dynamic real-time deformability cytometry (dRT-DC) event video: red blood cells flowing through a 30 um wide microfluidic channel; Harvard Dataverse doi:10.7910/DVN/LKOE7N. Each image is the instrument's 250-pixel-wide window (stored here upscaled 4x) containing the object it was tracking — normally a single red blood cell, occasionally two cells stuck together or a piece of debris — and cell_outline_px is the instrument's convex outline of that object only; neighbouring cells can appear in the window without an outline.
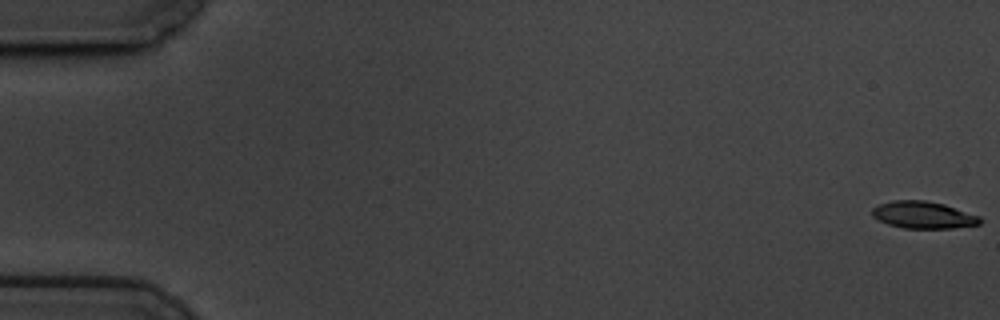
{"species": "common noctule bat (a hibernating species)", "species_latin": "Nyctalus noctula", "temperature_condition": "cold", "stored_images_in_passage": 59, "camera_frame_rate_fps": 3000, "um_per_image_px": 0.085, "animal": {"sex": "male", "body_mass_g": 19.5, "forearm_length_mm": 54.6}, "frame": {"image": 1, "passage_image": 1, "time_ms": 0.0, "image_size_px": [1000, 320], "cell_outline_px": [[984, 220], [980, 224], [952, 228], [904, 228], [888, 224], [872, 216], [872, 208], [880, 204], [892, 200], [924, 200], [944, 204], [980, 216]], "centroid_in_image_um": [78.5, 18.27], "position_along_channel_um": 6.5, "area_um2": 16.99}}
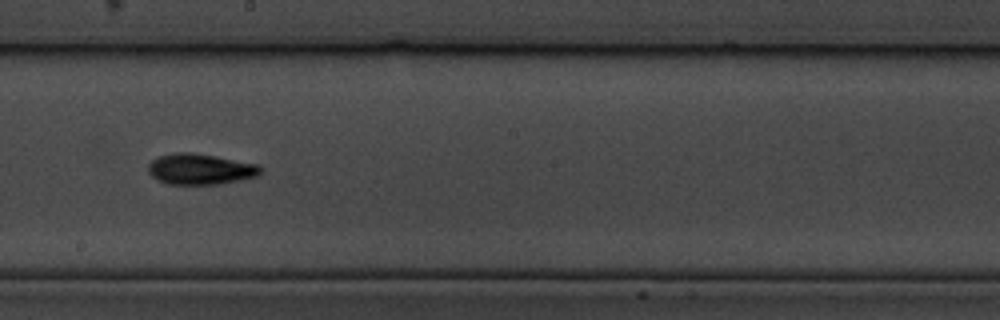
{"frame": {"image": 2, "passage_image": 34, "time_ms": 11.0, "image_size_px": [1000, 320], "cell_outline_px": [[264, 172], [256, 176], [240, 180], [220, 184], [168, 184], [156, 180], [148, 172], [148, 164], [152, 160], [160, 156], [176, 152], [192, 152], [216, 156], [260, 164], [264, 168]], "centroid_in_image_um": [17.07, 14.37], "position_along_channel_um": 231.1, "area_um2": 20.46}}
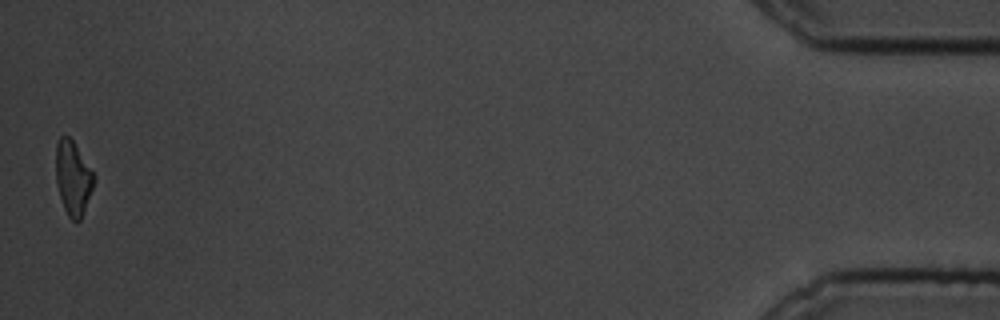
{"frame": {"image": 3, "passage_image": 59, "time_ms": 19.333, "image_size_px": [1000, 320], "cell_outline_px": [[96, 180], [80, 220], [76, 224], [68, 216], [64, 208], [56, 184], [56, 144], [60, 136], [68, 136], [72, 140], [96, 176]], "centroid_in_image_um": [6.21, 15.15], "position_along_channel_um": 429.0, "area_um2": 16.42}, "authors_computed_cell_mechanics": {"area_um2": 18.2648, "velocity_mm_per_s": 3.4382, "shape_relaxation_time_tau1_ms": 3.6413, "shape_relaxation_time_tau2_ms": 3.5072, "deformation_change_tau1": 0.1457, "deformation_change_tau2": 0.1077}}